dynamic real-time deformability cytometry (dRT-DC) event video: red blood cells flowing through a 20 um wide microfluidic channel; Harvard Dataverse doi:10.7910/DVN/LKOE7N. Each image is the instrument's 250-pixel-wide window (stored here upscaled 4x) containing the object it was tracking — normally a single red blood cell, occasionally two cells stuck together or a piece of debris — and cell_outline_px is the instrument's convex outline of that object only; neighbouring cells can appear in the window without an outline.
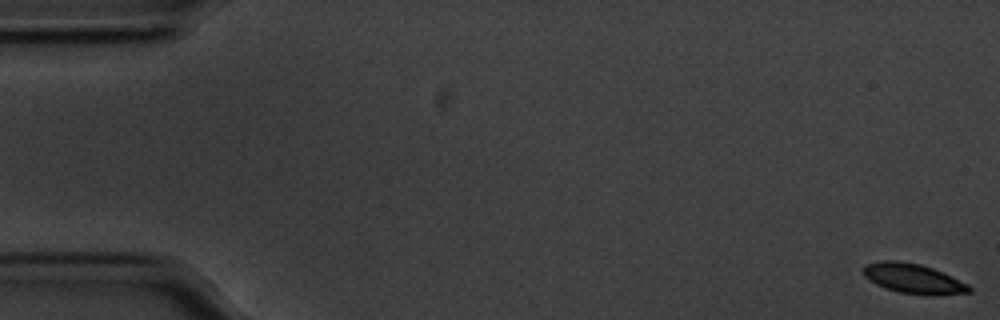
{"species": "common noctule bat (a hibernating species)", "species_latin": "Nyctalus noctula", "temperature_condition": "cold", "stored_images_in_passage": 58, "camera_frame_rate_fps": 3000, "um_per_image_px": 0.085, "animal": {"sex": "male", "body_mass_g": 20.1, "forearm_length_mm": 53.5}, "frame": {"image": 1, "passage_image": 1, "time_ms": 0.0, "image_size_px": [1000, 320], "cell_outline_px": [[972, 292], [932, 296], [900, 292], [876, 284], [868, 280], [864, 276], [864, 264], [884, 260], [900, 260], [920, 264], [932, 268], [968, 284], [972, 288]], "centroid_in_image_um": [77.63, 23.68], "position_along_channel_um": 7.4, "area_um2": 18.32}}
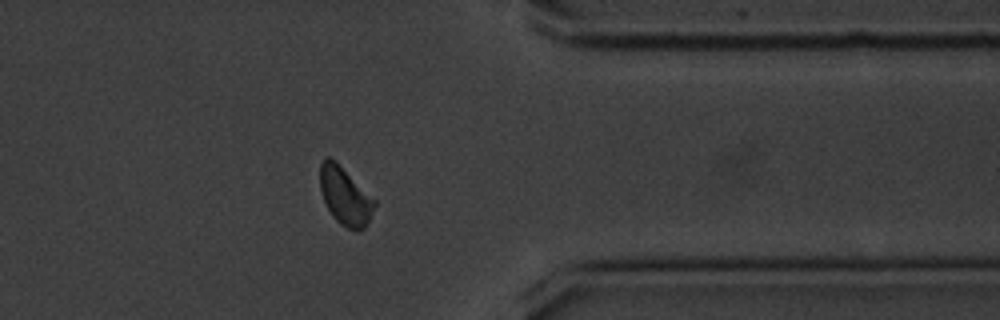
{"frame": {"image": 2, "passage_image": 46, "time_ms": 15.0, "image_size_px": [1000, 320], "cell_outline_px": [[376, 204], [364, 228], [356, 232], [340, 224], [332, 216], [324, 200], [320, 188], [320, 164], [328, 156], [336, 160], [376, 200]], "centroid_in_image_um": [29.33, 16.65], "position_along_channel_um": 382.1, "area_um2": 18.32}}
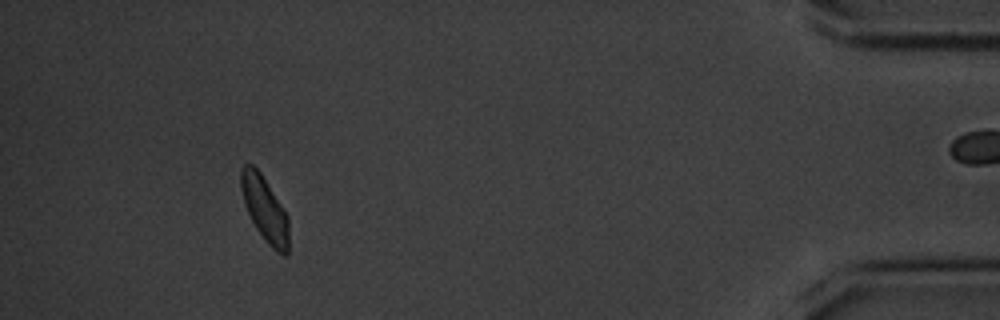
{"frame": {"image": 3, "passage_image": 53, "time_ms": 17.333, "image_size_px": [1000, 320], "cell_outline_px": [[288, 256], [284, 256], [276, 252], [268, 244], [256, 228], [244, 204], [240, 188], [240, 172], [244, 164], [252, 164], [260, 172], [288, 216]], "centroid_in_image_um": [22.49, 17.78], "position_along_channel_um": 412.7, "area_um2": 17.98}, "authors_computed_cell_mechanics": {"area_um2": 18.5249, "velocity_mm_per_s": 3.5098, "shape_relaxation_time_tau1_ms": 2.3149, "shape_relaxation_time_tau2_ms": 5.5069, "deformation_change_tau1": 0.0787, "deformation_change_tau2": 0.0843}}